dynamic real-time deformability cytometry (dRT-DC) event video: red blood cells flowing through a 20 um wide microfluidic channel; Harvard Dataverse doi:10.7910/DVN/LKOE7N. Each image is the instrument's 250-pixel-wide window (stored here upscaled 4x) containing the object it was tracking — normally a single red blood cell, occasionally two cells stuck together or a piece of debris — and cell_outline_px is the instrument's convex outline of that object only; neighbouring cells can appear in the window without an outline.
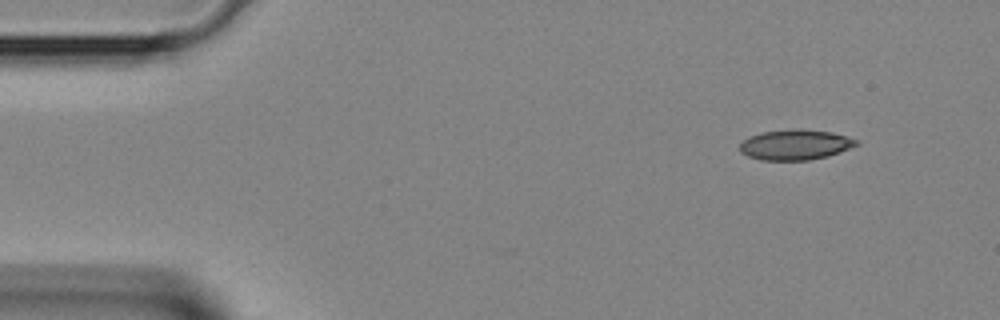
{"species": "Egyptian fruit bat (a non-hibernating species)", "species_latin": "Rousettus aegyptiacus", "temperature_condition": "room temperature", "stored_images_in_passage": 3, "camera_frame_rate_fps": 3000, "um_per_image_px": 0.085, "animal": {"sex": "female"}, "frame": {"image": 1, "passage_image": 1, "time_ms": 0.0, "image_size_px": [1000, 320], "cell_outline_px": [[860, 144], [840, 152], [828, 156], [808, 160], [760, 160], [748, 156], [740, 152], [740, 144], [748, 136], [760, 132], [792, 128], [800, 128], [832, 132], [860, 140]], "centroid_in_image_um": [67.61, 12.28], "position_along_channel_um": 17.4, "area_um2": 20.92}}